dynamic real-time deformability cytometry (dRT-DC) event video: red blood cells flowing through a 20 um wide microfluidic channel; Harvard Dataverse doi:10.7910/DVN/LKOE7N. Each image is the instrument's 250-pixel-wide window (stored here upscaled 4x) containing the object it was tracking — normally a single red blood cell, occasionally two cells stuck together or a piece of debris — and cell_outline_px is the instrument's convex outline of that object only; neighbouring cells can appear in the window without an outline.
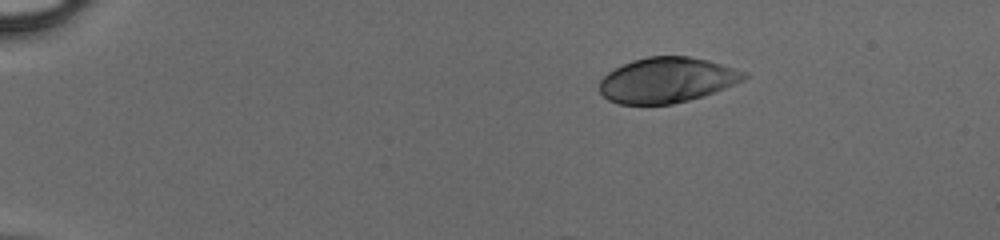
{"species": "human", "species_latin": "Homo sapiens", "temperature_condition": "cold", "stored_images_in_passage": 41, "camera_frame_rate_fps": 3000, "um_per_image_px": 0.085, "donor": {"sex": "male"}, "frame": {"image": 1, "passage_image": 1, "time_ms": 0.0, "image_size_px": [1000, 240], "cell_outline_px": [[748, 76], [744, 80], [724, 88], [688, 100], [672, 104], [620, 104], [608, 100], [600, 92], [600, 80], [608, 72], [632, 60], [648, 56], [688, 56], [708, 60], [748, 72]], "centroid_in_image_um": [56.69, 6.8], "position_along_channel_um": 28.3, "area_um2": 37.92}}
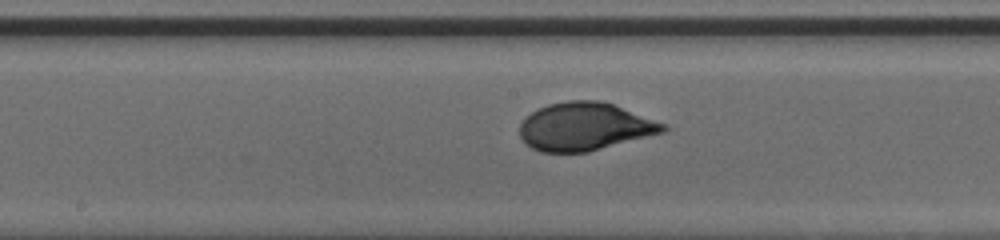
{"frame": {"image": 2, "passage_image": 20, "time_ms": 6.333, "image_size_px": [1000, 240], "cell_outline_px": [[668, 128], [664, 132], [588, 152], [540, 152], [524, 144], [520, 136], [520, 124], [532, 112], [548, 104], [568, 100], [600, 100], [612, 104], [664, 124]], "centroid_in_image_um": [49.66, 10.77], "position_along_channel_um": 198.5, "area_um2": 39.71}}
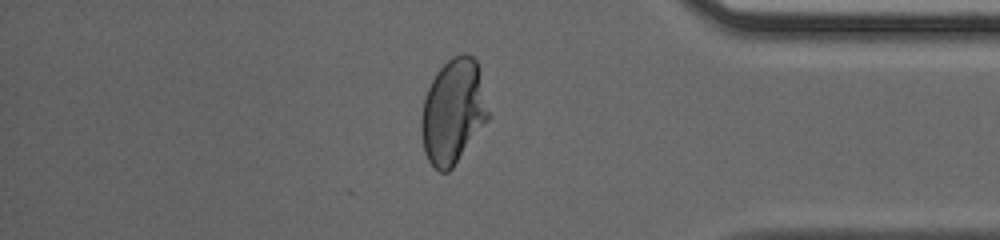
{"frame": {"image": 3, "passage_image": 35, "time_ms": 11.333, "image_size_px": [1000, 240], "cell_outline_px": [[488, 120], [452, 168], [448, 172], [440, 172], [428, 160], [424, 152], [420, 132], [420, 120], [424, 100], [428, 88], [436, 72], [452, 56], [464, 52], [472, 56], [476, 60], [480, 72], [488, 112]], "centroid_in_image_um": [38.49, 9.47], "position_along_channel_um": 396.7, "area_um2": 40.69}}